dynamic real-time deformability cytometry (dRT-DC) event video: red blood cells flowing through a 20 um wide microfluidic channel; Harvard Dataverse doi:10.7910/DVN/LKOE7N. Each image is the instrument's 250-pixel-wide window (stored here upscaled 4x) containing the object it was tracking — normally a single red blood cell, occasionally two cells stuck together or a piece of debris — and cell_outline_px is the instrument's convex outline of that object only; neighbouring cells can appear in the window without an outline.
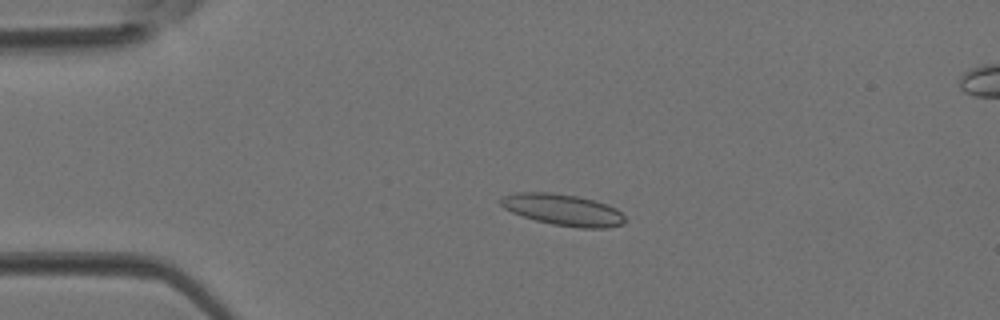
{"species": "Egyptian fruit bat (a non-hibernating species)", "species_latin": "Rousettus aegyptiacus", "temperature_condition": "room temperature", "stored_images_in_passage": 5, "camera_frame_rate_fps": 3000, "um_per_image_px": 0.085, "animal": {"sex": "female"}, "frame": {"image": 1, "passage_image": 3, "time_ms": 0.667, "image_size_px": [1000, 320], "cell_outline_px": [[628, 220], [624, 224], [608, 228], [580, 228], [552, 224], [536, 220], [512, 212], [504, 208], [500, 204], [500, 196], [516, 192], [552, 192], [580, 196], [608, 204], [616, 208]], "centroid_in_image_um": [47.88, 17.82], "position_along_channel_um": 37.1, "area_um2": 23.06}}